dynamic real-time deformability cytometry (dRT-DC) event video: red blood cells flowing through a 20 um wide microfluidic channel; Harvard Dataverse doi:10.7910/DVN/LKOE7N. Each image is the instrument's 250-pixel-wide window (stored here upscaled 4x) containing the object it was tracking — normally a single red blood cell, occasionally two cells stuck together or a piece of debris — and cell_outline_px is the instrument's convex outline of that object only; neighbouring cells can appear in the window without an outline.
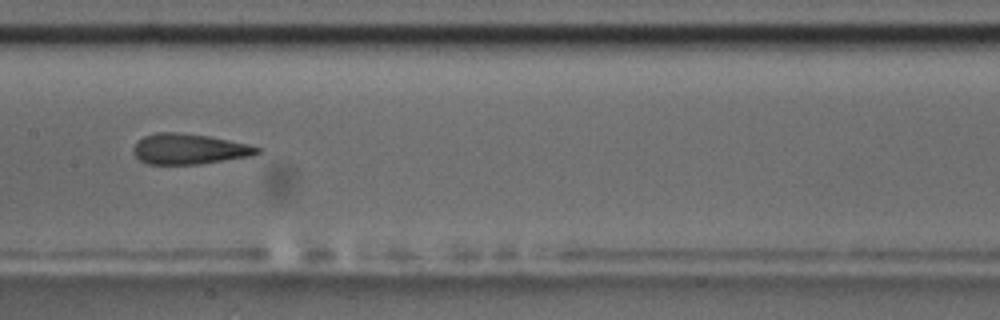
{"species": "common noctule bat (a hibernating species)", "species_latin": "Nyctalus noctula", "temperature_condition": "room temperature", "stored_images_in_passage": 13, "camera_frame_rate_fps": 3000, "um_per_image_px": 0.085, "animal": {"sex": "male", "body_mass_g": 17.5, "forearm_length_mm": 52.3}, "frame": {"image": 1, "passage_image": 8, "time_ms": 9.0, "image_size_px": [1000, 320], "cell_outline_px": [[260, 152], [252, 156], [200, 164], [148, 164], [140, 160], [132, 152], [132, 148], [136, 140], [144, 136], [156, 132], [180, 132], [208, 136], [248, 144], [260, 148]], "centroid_in_image_um": [16.04, 12.66], "position_along_channel_um": 191.4, "area_um2": 22.14}, "authors_computed_cell_mechanics": {"area_um2": 22.253, "velocity_mm_per_s": 3.5113, "shape_relaxation_time_tau1_ms": 4.4548, "shape_relaxation_time_tau2_ms": 1.8147, "deformation_change_tau1": 0.1313, "deformation_change_tau2": 0.0805}}